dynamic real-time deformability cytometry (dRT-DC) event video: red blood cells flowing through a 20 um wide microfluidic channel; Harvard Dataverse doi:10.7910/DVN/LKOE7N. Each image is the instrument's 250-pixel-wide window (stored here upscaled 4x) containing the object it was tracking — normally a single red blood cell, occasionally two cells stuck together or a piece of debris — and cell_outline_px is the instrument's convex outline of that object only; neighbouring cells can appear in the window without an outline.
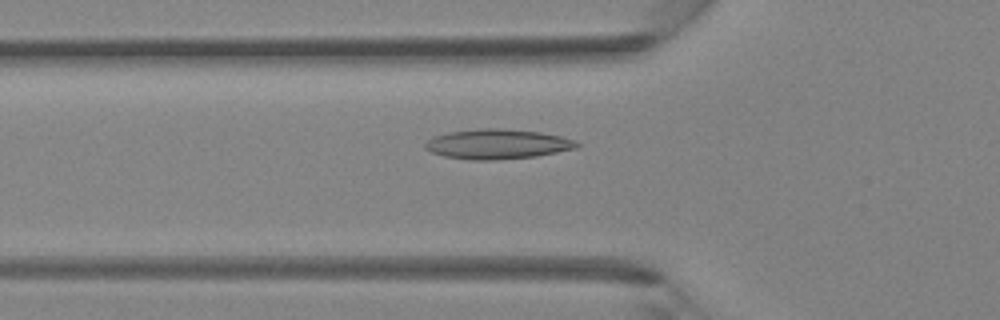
{"species": "Egyptian fruit bat (a non-hibernating species)", "species_latin": "Rousettus aegyptiacus", "temperature_condition": "room temperature", "stored_images_in_passage": 31, "camera_frame_rate_fps": 3000, "um_per_image_px": 0.085, "animal": {"sex": "female"}, "frame": {"image": 1, "passage_image": 5, "time_ms": 1.333, "image_size_px": [1000, 320], "cell_outline_px": [[580, 144], [576, 148], [536, 156], [492, 160], [468, 160], [444, 156], [432, 152], [424, 148], [424, 144], [428, 140], [436, 136], [448, 132], [480, 128], [500, 128], [540, 132], [560, 136], [576, 140]], "centroid_in_image_um": [42.27, 12.24], "position_along_channel_um": 83.5, "area_um2": 26.3}}
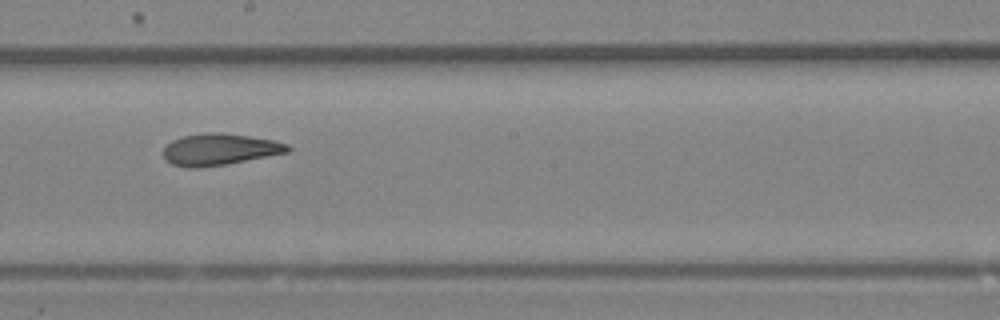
{"frame": {"image": 2, "passage_image": 14, "time_ms": 4.333, "image_size_px": [1000, 320], "cell_outline_px": [[292, 148], [288, 152], [228, 164], [200, 168], [188, 168], [172, 164], [164, 160], [164, 148], [172, 140], [184, 136], [208, 132], [216, 132], [248, 136], [272, 140], [288, 144]], "centroid_in_image_um": [18.65, 12.71], "position_along_channel_um": 229.5, "area_um2": 22.83}}
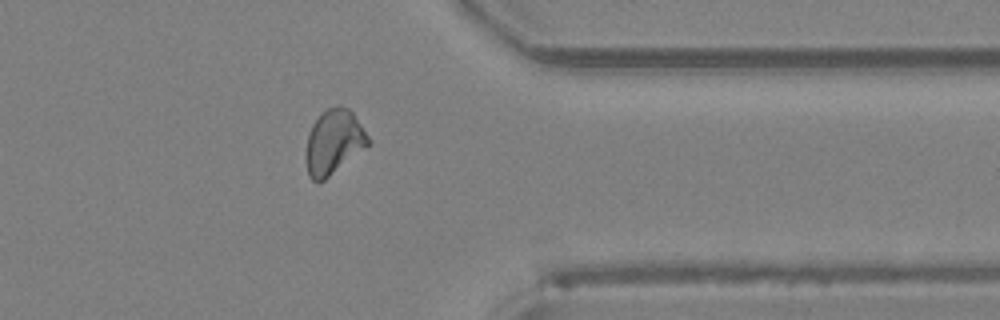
{"frame": {"image": 3, "passage_image": 24, "time_ms": 7.667, "image_size_px": [1000, 320], "cell_outline_px": [[368, 144], [324, 180], [312, 180], [308, 176], [304, 156], [308, 136], [312, 124], [320, 112], [328, 108], [340, 104], [348, 108], [352, 112], [368, 136]], "centroid_in_image_um": [28.3, 12.04], "position_along_channel_um": 383.1, "area_um2": 23.06}}